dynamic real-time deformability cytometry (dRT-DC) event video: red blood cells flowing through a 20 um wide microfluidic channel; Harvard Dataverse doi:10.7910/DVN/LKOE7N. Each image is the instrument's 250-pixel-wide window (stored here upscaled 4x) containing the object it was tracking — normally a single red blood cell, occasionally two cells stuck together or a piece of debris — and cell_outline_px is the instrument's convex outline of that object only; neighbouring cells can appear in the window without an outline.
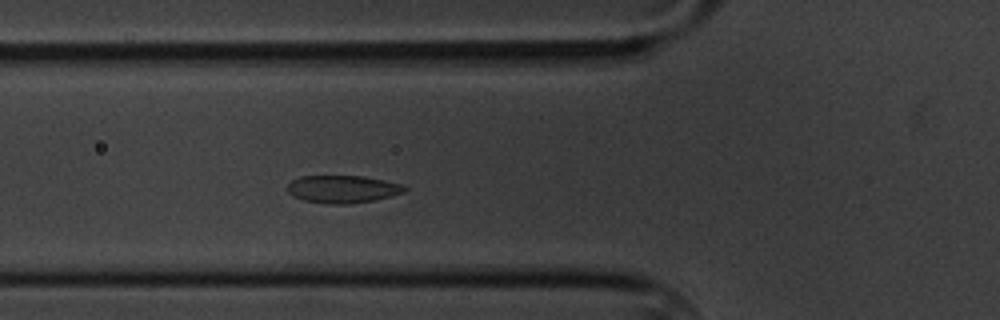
{"species": "common noctule bat (a hibernating species)", "species_latin": "Nyctalus noctula", "temperature_condition": "cold", "stored_images_in_passage": 4, "camera_frame_rate_fps": 3000, "um_per_image_px": 0.085, "animal": {"sex": "male", "body_mass_g": 20.1, "forearm_length_mm": 53.5}, "frame": {"image": 1, "passage_image": 4, "time_ms": 4.333, "image_size_px": [1000, 320], "cell_outline_px": [[408, 188], [404, 192], [372, 200], [352, 204], [324, 204], [304, 200], [292, 196], [288, 192], [288, 184], [292, 180], [300, 176], [364, 176], [384, 180], [400, 184]], "centroid_in_image_um": [29.09, 16.08], "position_along_channel_um": 96.7, "area_um2": 18.79}}